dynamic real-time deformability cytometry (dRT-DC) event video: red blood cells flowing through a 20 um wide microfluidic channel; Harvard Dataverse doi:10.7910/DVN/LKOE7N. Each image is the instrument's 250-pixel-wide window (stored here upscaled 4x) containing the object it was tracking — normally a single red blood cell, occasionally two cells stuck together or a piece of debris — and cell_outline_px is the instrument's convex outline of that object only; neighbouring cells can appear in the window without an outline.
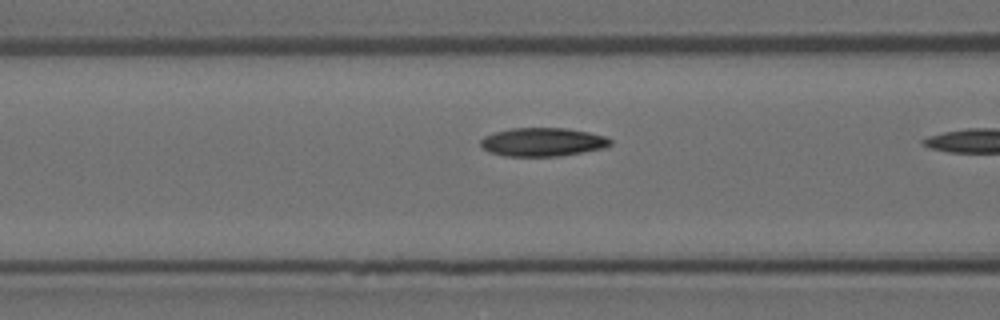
{"species": "Egyptian fruit bat (a non-hibernating species)", "species_latin": "Rousettus aegyptiacus", "temperature_condition": "room temperature", "stored_images_in_passage": 18, "camera_frame_rate_fps": 3000, "um_per_image_px": 0.085, "animal": {"sex": "female"}, "frame": {"image": 1, "passage_image": 17, "time_ms": 5.333, "image_size_px": [1000, 320], "cell_outline_px": [[612, 144], [604, 148], [560, 156], [504, 156], [488, 152], [480, 144], [480, 140], [484, 136], [496, 132], [512, 128], [564, 128], [588, 132], [604, 136], [612, 140]], "centroid_in_image_um": [46.11, 12.08], "position_along_channel_um": 120.5, "area_um2": 21.5}}